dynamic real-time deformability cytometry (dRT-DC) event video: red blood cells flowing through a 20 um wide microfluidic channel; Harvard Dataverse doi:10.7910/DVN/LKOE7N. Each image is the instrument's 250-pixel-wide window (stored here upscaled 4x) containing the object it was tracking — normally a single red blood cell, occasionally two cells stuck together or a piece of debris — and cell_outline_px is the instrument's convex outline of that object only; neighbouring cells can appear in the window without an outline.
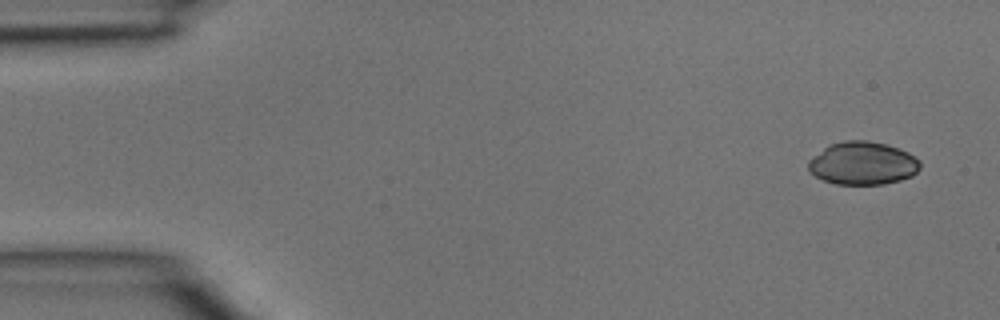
{"species": "common noctule bat (a hibernating species)", "species_latin": "Nyctalus noctula", "temperature_condition": "room temperature", "stored_images_in_passage": 4, "camera_frame_rate_fps": 3000, "um_per_image_px": 0.085, "animal": {"sex": "male", "body_mass_g": 15.6}, "frame": {"image": 1, "passage_image": 1, "time_ms": 0.0, "image_size_px": [1000, 320], "cell_outline_px": [[920, 168], [912, 176], [900, 180], [884, 184], [836, 184], [824, 180], [816, 176], [808, 168], [808, 160], [824, 148], [832, 144], [844, 140], [868, 140], [884, 144], [908, 152], [920, 160]], "centroid_in_image_um": [73.34, 13.88], "position_along_channel_um": 11.7, "area_um2": 27.8}}
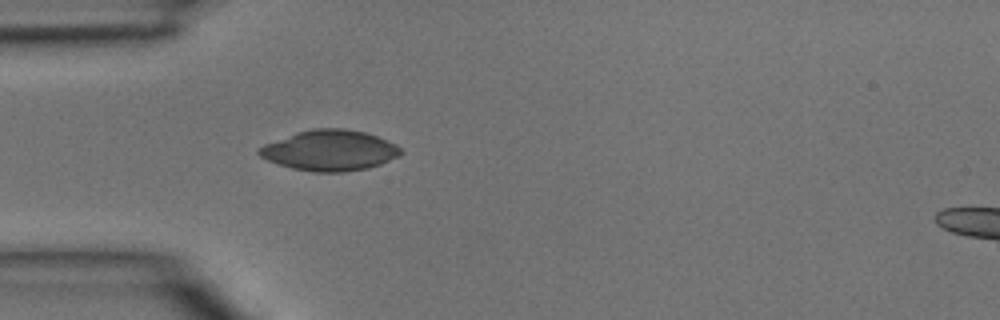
{"frame": {"image": 2, "passage_image": 4, "time_ms": 1.0, "image_size_px": [1000, 320], "cell_outline_px": [[404, 152], [400, 156], [380, 164], [368, 168], [344, 172], [312, 172], [292, 168], [268, 160], [260, 156], [256, 152], [256, 148], [264, 144], [296, 132], [312, 128], [344, 128], [364, 132], [376, 136], [396, 144]], "centroid_in_image_um": [28.02, 12.78], "position_along_channel_um": 57.0, "area_um2": 33.64}}